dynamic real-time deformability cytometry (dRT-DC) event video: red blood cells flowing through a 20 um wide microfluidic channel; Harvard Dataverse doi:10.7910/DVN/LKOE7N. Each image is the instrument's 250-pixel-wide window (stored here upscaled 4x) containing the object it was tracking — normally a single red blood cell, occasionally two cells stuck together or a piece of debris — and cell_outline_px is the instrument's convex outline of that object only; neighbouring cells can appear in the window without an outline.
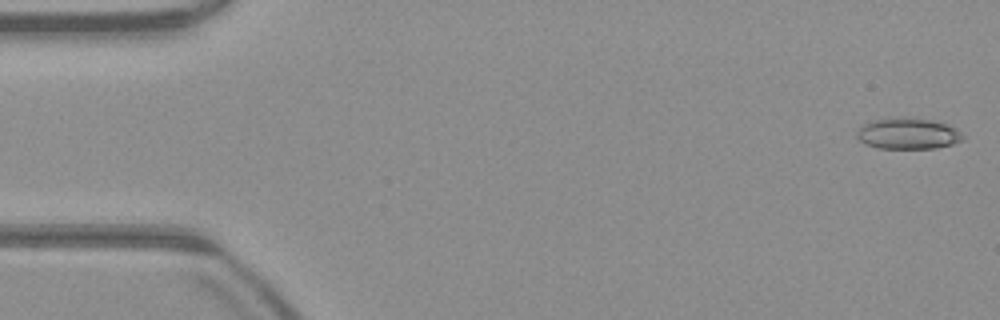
{"species": "common noctule bat (a hibernating species)", "species_latin": "Nyctalus noctula", "temperature_condition": "warm", "stored_images_in_passage": 51, "camera_frame_rate_fps": 3000, "um_per_image_px": 0.085, "animal": {"sex": "male", "body_mass_g": 23.1, "forearm_length_mm": 52.7}, "frame": {"image": 1, "passage_image": 1, "time_ms": 0.0, "image_size_px": [1000, 320], "cell_outline_px": [[964, 140], [952, 144], [936, 148], [880, 148], [864, 144], [856, 136], [856, 132], [860, 124], [872, 120], [904, 116], [932, 120], [948, 124], [956, 128], [964, 136]], "centroid_in_image_um": [77.16, 11.33], "position_along_channel_um": 7.8, "area_um2": 19.59}}
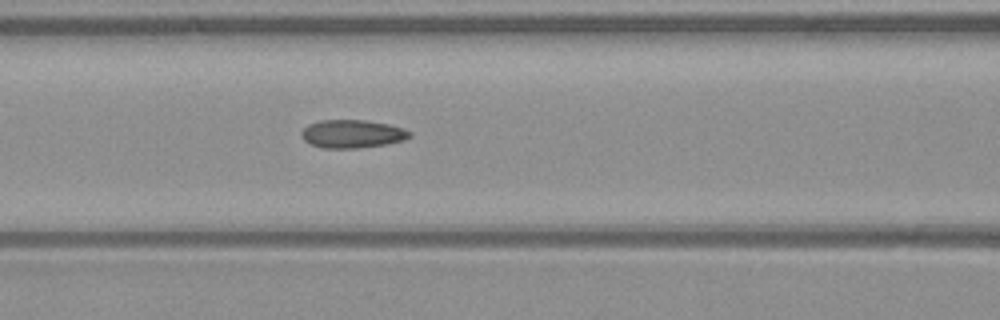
{"frame": {"image": 2, "passage_image": 21, "time_ms": 6.667, "image_size_px": [1000, 320], "cell_outline_px": [[412, 136], [404, 140], [388, 144], [356, 148], [324, 148], [308, 144], [300, 136], [300, 132], [308, 124], [320, 120], [368, 120], [388, 124], [404, 128], [412, 132]], "centroid_in_image_um": [29.94, 11.38], "position_along_channel_um": 136.7, "area_um2": 18.03}}
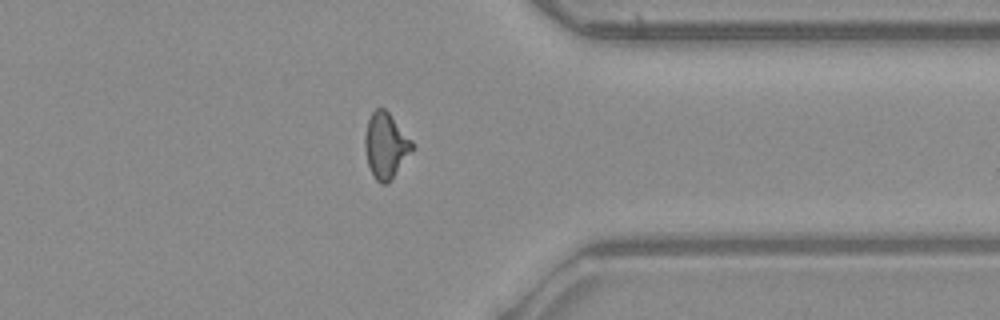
{"frame": {"image": 3, "passage_image": 40, "time_ms": 13.0, "image_size_px": [1000, 320], "cell_outline_px": [[412, 148], [388, 184], [380, 184], [372, 176], [368, 164], [364, 148], [364, 136], [368, 120], [372, 112], [376, 108], [384, 108], [388, 112], [412, 140]], "centroid_in_image_um": [32.74, 12.37], "position_along_channel_um": 378.7, "area_um2": 17.74}, "authors_computed_cell_mechanics": {"area_um2": 17.6868, "velocity_mm_per_s": 3.9727, "shape_relaxation_time_tau1_ms": null, "shape_relaxation_time_tau2_ms": 1.9695, "deformation_change_tau1": null, "deformation_change_tau2": 0.0853}}